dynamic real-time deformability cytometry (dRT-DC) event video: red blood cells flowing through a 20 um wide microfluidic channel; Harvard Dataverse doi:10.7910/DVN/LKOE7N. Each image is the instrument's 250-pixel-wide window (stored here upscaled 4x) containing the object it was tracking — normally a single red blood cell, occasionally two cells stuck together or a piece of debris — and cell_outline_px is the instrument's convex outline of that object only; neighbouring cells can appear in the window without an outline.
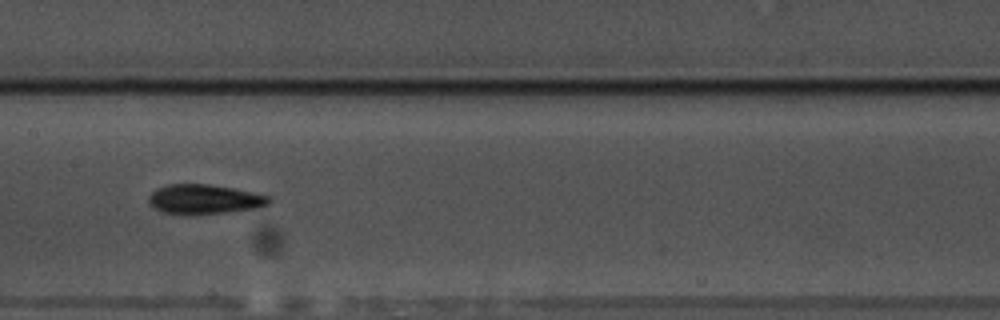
{"species": "common noctule bat (a hibernating species)", "species_latin": "Nyctalus noctula", "temperature_condition": "warm", "stored_images_in_passage": 42, "camera_frame_rate_fps": 3000, "um_per_image_px": 0.085, "animal": {"sex": "male", "body_mass_g": 17.5, "forearm_length_mm": 52.3}, "frame": {"image": 1, "passage_image": 13, "time_ms": 4.0, "image_size_px": [1000, 320], "cell_outline_px": [[272, 200], [268, 204], [256, 208], [228, 212], [188, 216], [184, 216], [164, 212], [148, 204], [148, 196], [156, 188], [168, 184], [208, 184], [232, 188], [252, 192], [268, 196]], "centroid_in_image_um": [17.32, 16.95], "position_along_channel_um": 190.1, "area_um2": 20.98}}
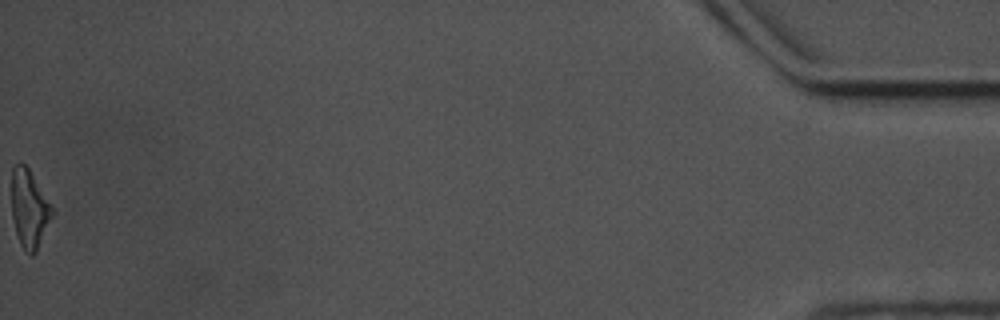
{"frame": {"image": 2, "passage_image": 42, "time_ms": 13.667, "image_size_px": [1000, 320], "cell_outline_px": [[52, 216], [36, 252], [32, 256], [28, 256], [24, 252], [20, 244], [16, 232], [12, 216], [12, 168], [20, 160], [28, 168], [52, 208]], "centroid_in_image_um": [2.45, 17.78], "position_along_channel_um": 432.7, "area_um2": 18.09}, "authors_computed_cell_mechanics": {"area_um2": 20.0566, "velocity_mm_per_s": 3.5249, "shape_relaxation_time_tau1_ms": 3.3526, "shape_relaxation_time_tau2_ms": 3.2551, "deformation_change_tau1": 0.1547, "deformation_change_tau2": 0.1201}}